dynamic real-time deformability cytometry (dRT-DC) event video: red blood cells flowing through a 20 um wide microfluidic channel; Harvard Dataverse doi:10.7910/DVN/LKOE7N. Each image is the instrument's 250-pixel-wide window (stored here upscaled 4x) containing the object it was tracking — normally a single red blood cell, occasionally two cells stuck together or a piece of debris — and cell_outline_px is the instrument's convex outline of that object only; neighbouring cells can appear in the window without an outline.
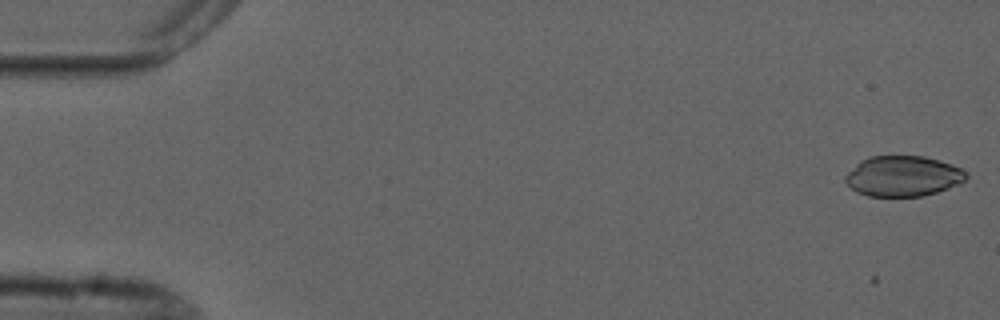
{"species": "common noctule bat (a hibernating species)", "species_latin": "Nyctalus noctula", "temperature_condition": "cold", "stored_images_in_passage": 5, "camera_frame_rate_fps": 3000, "um_per_image_px": 0.085, "animal": {"sex": "male", "forearm_length_mm": 52.5}, "frame": {"image": 1, "passage_image": 1, "time_ms": 0.0, "image_size_px": [1000, 320], "cell_outline_px": [[968, 176], [960, 184], [924, 196], [868, 196], [856, 192], [844, 180], [844, 176], [860, 160], [868, 156], [924, 156], [940, 160], [952, 164], [968, 172]], "centroid_in_image_um": [76.76, 14.96], "position_along_channel_um": 8.2, "area_um2": 28.67}}